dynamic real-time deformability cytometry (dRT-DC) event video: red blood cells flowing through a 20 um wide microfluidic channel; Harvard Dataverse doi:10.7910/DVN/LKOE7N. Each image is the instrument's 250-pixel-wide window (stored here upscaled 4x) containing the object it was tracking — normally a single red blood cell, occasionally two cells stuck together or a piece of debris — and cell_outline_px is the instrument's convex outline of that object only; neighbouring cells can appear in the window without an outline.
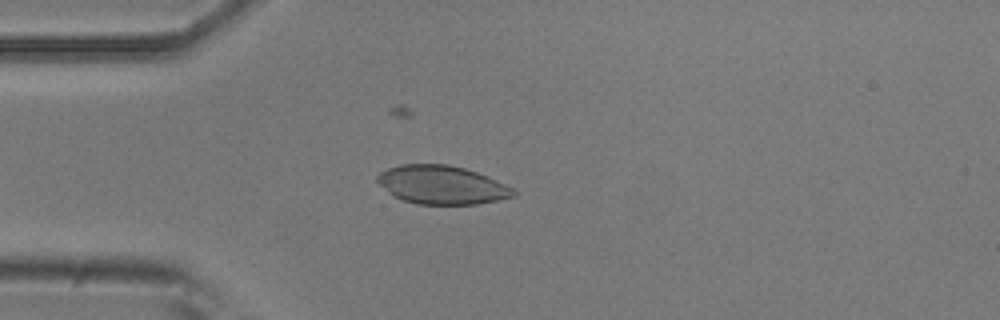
{"species": "common noctule bat (a hibernating species)", "species_latin": "Nyctalus noctula", "temperature_condition": "room temperature", "stored_images_in_passage": 40, "camera_frame_rate_fps": 3000, "um_per_image_px": 0.085, "animal": {"sex": "male", "body_mass_g": 20.5, "forearm_length_mm": 52.5}, "frame": {"image": 1, "passage_image": 8, "time_ms": 2.333, "image_size_px": [1000, 320], "cell_outline_px": [[516, 196], [476, 204], [416, 204], [392, 196], [376, 180], [376, 176], [380, 172], [388, 168], [400, 164], [448, 164], [464, 168], [488, 176], [512, 188], [516, 192]], "centroid_in_image_um": [37.53, 15.71], "position_along_channel_um": 47.5, "area_um2": 30.46}}
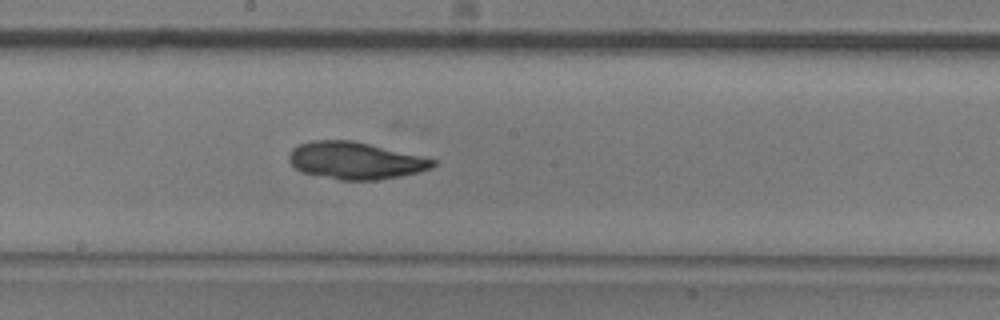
{"frame": {"image": 2, "passage_image": 22, "time_ms": 7.0, "image_size_px": [1000, 320], "cell_outline_px": [[436, 164], [432, 168], [420, 172], [400, 176], [376, 180], [340, 180], [300, 172], [288, 160], [288, 156], [292, 148], [300, 144], [312, 140], [352, 140], [420, 156], [436, 160]], "centroid_in_image_um": [30.18, 13.65], "position_along_channel_um": 218.0, "area_um2": 31.04}}
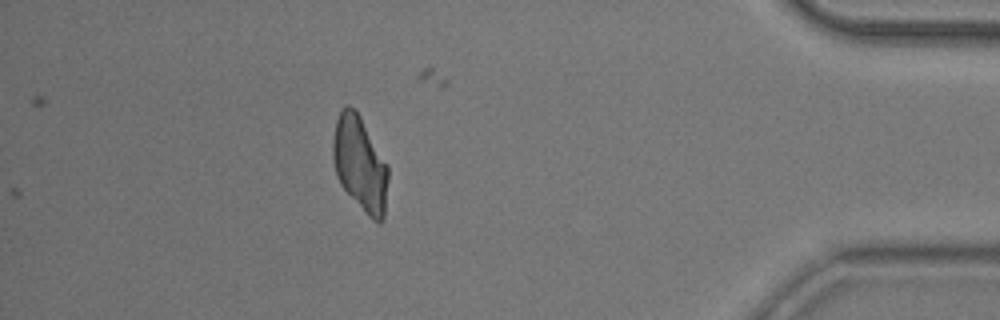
{"frame": {"image": 3, "passage_image": 40, "time_ms": 13.0, "image_size_px": [1000, 320], "cell_outline_px": [[388, 180], [384, 220], [380, 224], [376, 224], [368, 216], [340, 184], [336, 176], [332, 156], [332, 140], [336, 120], [340, 108], [344, 104], [348, 104], [356, 108], [388, 164]], "centroid_in_image_um": [30.6, 13.9], "position_along_channel_um": 404.6, "area_um2": 31.15}}